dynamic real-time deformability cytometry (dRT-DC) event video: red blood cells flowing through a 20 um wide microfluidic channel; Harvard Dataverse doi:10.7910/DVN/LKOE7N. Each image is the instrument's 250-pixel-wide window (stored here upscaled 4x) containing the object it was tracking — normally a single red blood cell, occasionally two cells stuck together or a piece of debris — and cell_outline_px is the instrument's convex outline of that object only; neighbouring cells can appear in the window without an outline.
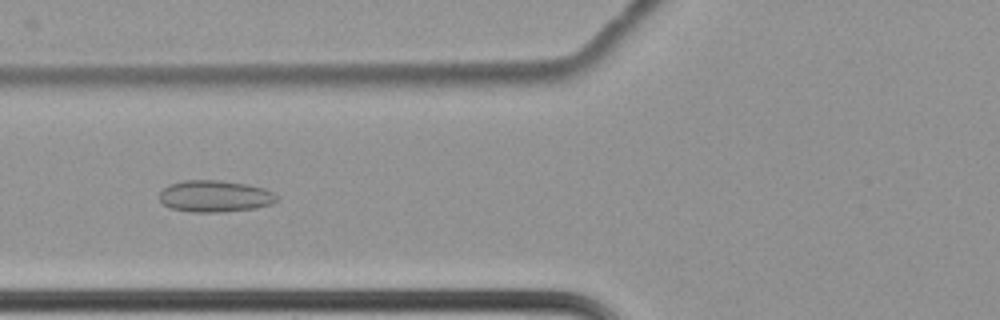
{"species": "common noctule bat (a hibernating species)", "species_latin": "Nyctalus noctula", "temperature_condition": "cold", "stored_images_in_passage": 65, "camera_frame_rate_fps": 3000, "um_per_image_px": 0.085, "animal": {"sex": "female", "body_mass_g": 22.7, "forearm_length_mm": 54.2}, "frame": {"image": 1, "passage_image": 29, "time_ms": 9.333, "image_size_px": [1000, 320], "cell_outline_px": [[276, 200], [272, 204], [256, 208], [220, 212], [192, 212], [172, 208], [164, 204], [160, 200], [160, 192], [168, 184], [184, 180], [220, 180], [248, 184], [264, 188], [272, 192], [276, 196]], "centroid_in_image_um": [18.26, 16.67], "position_along_channel_um": 107.5, "area_um2": 21.62}}
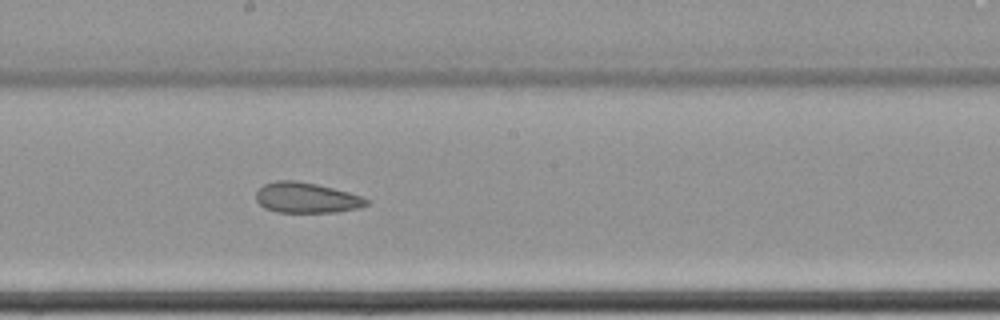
{"frame": {"image": 2, "passage_image": 39, "time_ms": 12.667, "image_size_px": [1000, 320], "cell_outline_px": [[368, 204], [360, 208], [336, 212], [276, 212], [264, 208], [256, 200], [256, 192], [264, 184], [276, 180], [296, 180], [316, 184], [348, 192], [360, 196], [368, 200]], "centroid_in_image_um": [26.02, 16.81], "position_along_channel_um": 222.2, "area_um2": 19.54}}
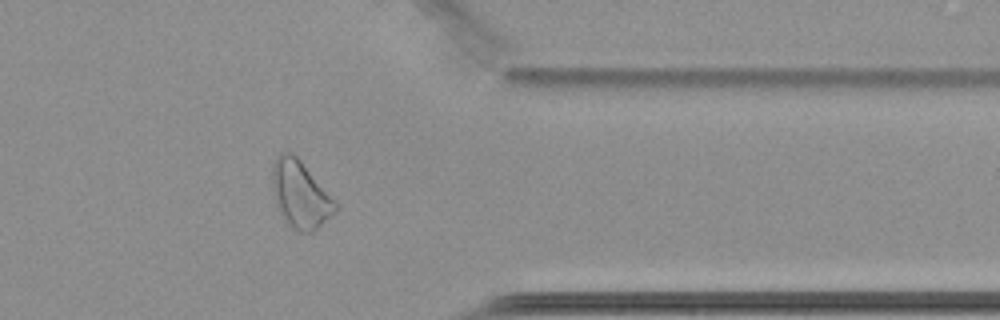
{"frame": {"image": 3, "passage_image": 54, "time_ms": 17.667, "image_size_px": [1000, 320], "cell_outline_px": [[340, 208], [336, 212], [312, 232], [300, 232], [292, 228], [276, 204], [272, 184], [272, 164], [276, 156], [280, 152], [292, 152], [300, 160], [336, 200]], "centroid_in_image_um": [25.55, 16.5], "position_along_channel_um": 385.9, "area_um2": 24.57}, "authors_computed_cell_mechanics": {"area_um2": 25.8366, "velocity_mm_per_s": 3.4367, "shape_relaxation_time_tau1_ms": null, "shape_relaxation_time_tau2_ms": 4.3491, "deformation_change_tau1": null, "deformation_change_tau2": 0.1015}}